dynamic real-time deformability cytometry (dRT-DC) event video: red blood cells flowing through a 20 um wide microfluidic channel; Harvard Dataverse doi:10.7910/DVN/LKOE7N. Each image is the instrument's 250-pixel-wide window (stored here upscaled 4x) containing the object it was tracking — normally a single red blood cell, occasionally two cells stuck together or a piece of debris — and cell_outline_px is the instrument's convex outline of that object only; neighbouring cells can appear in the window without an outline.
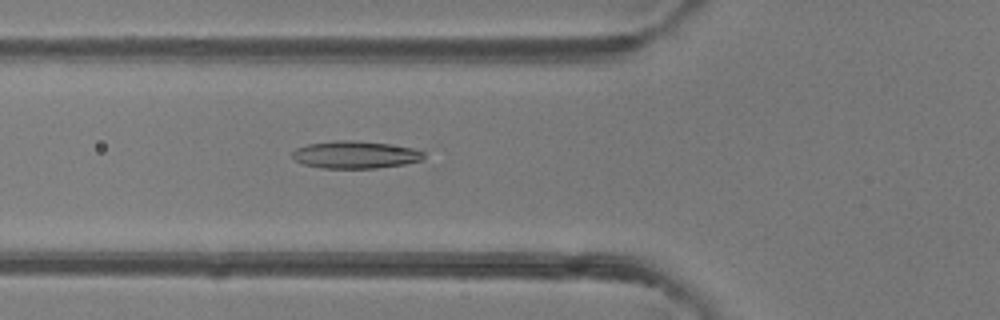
{"species": "common noctule bat (a hibernating species)", "species_latin": "Nyctalus noctula", "temperature_condition": "room temperature", "stored_images_in_passage": 49, "camera_frame_rate_fps": 3000, "um_per_image_px": 0.085, "animal": {"sex": "female"}, "frame": {"image": 1, "passage_image": 18, "time_ms": 5.667, "image_size_px": [1000, 320], "cell_outline_px": [[424, 156], [420, 160], [404, 164], [376, 168], [320, 168], [304, 164], [296, 160], [292, 156], [292, 152], [296, 148], [308, 144], [336, 140], [352, 140], [388, 144], [412, 148], [424, 152]], "centroid_in_image_um": [30.17, 13.15], "position_along_channel_um": 95.6, "area_um2": 20.81}}
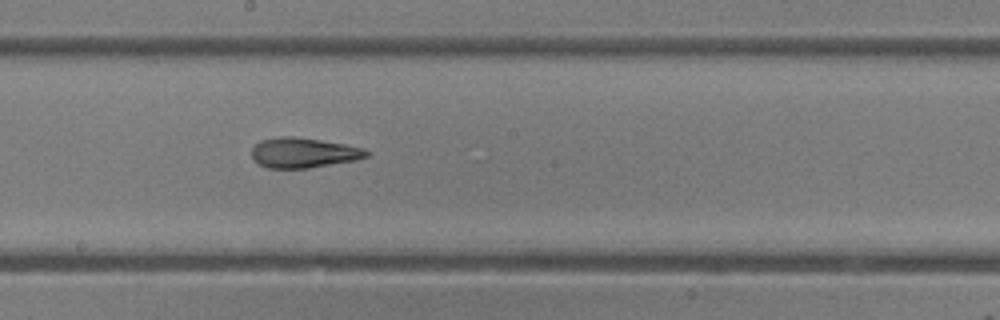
{"frame": {"image": 2, "passage_image": 27, "time_ms": 8.667, "image_size_px": [1000, 320], "cell_outline_px": [[368, 156], [356, 160], [308, 168], [268, 168], [260, 164], [252, 156], [252, 148], [260, 140], [280, 136], [292, 136], [320, 140], [344, 144], [364, 148], [368, 152]], "centroid_in_image_um": [25.79, 12.98], "position_along_channel_um": 222.4, "area_um2": 19.94}}
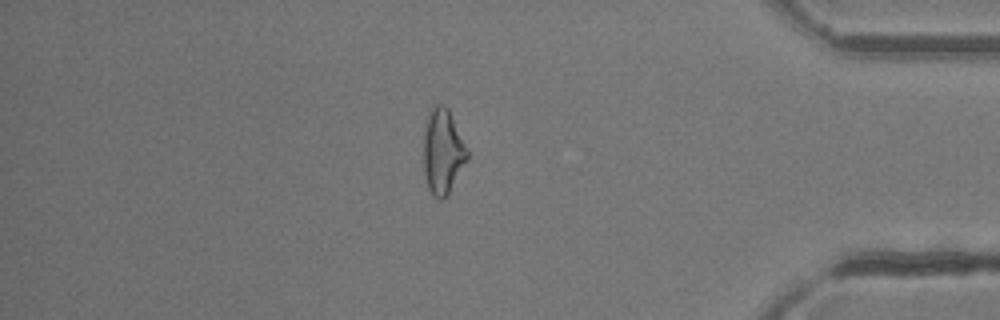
{"frame": {"image": 3, "passage_image": 42, "time_ms": 13.667, "image_size_px": [1000, 320], "cell_outline_px": [[468, 160], [444, 200], [436, 200], [432, 196], [428, 188], [424, 176], [424, 124], [428, 112], [436, 104], [440, 104], [448, 108], [468, 148]], "centroid_in_image_um": [37.63, 12.9], "position_along_channel_um": 397.6, "area_um2": 22.02}, "authors_computed_cell_mechanics": {"area_um2": 20.808, "velocity_mm_per_s": 4.2076, "shape_relaxation_time_tau1_ms": 7.3873, "shape_relaxation_time_tau2_ms": 3.2666, "deformation_change_tau1": 0.218, "deformation_change_tau2": 0.1337}}